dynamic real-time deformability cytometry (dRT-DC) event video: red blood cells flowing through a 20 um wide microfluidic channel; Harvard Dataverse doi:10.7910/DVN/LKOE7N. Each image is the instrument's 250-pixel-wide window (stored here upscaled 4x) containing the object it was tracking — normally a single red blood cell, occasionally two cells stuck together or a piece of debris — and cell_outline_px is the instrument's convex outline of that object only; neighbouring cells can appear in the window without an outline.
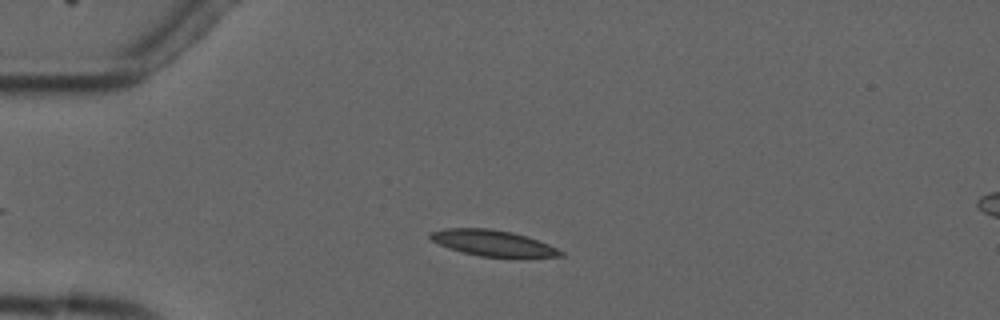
{"species": "common noctule bat (a hibernating species)", "species_latin": "Nyctalus noctula", "temperature_condition": "cold", "stored_images_in_passage": 3, "segment_of_instrument_passage": [1, 2], "camera_frame_rate_fps": 3000, "um_per_image_px": 0.085, "animal": {"sex": "male", "forearm_length_mm": 52.5}, "frame": {"image": 1, "passage_image": 2, "time_ms": 1.0, "image_size_px": [1000, 320], "cell_outline_px": [[564, 256], [480, 256], [460, 252], [448, 248], [432, 240], [428, 236], [428, 232], [444, 228], [492, 228], [512, 232], [548, 244], [564, 252]], "centroid_in_image_um": [41.8, 20.63], "position_along_channel_um": 43.2, "area_um2": 19.36}}